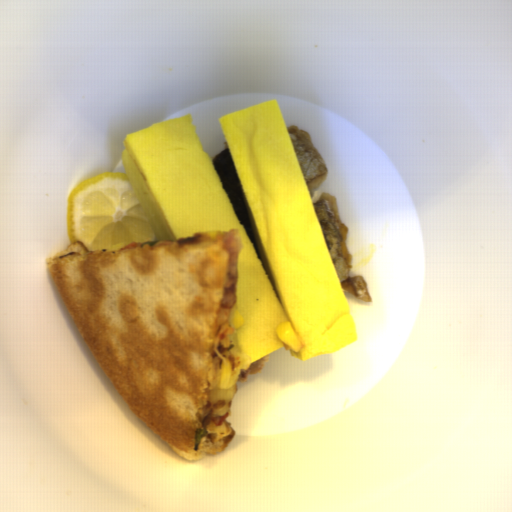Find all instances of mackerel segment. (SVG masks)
Instances as JSON below:
<instances>
[{
    "mask_svg": "<svg viewBox=\"0 0 512 512\" xmlns=\"http://www.w3.org/2000/svg\"><path fill=\"white\" fill-rule=\"evenodd\" d=\"M312 204L342 291L372 303V297L363 277L350 276L353 270V259L346 243L349 230L342 222L337 197L333 194H321Z\"/></svg>",
    "mask_w": 512,
    "mask_h": 512,
    "instance_id": "mackerel-segment-1",
    "label": "mackerel segment"
},
{
    "mask_svg": "<svg viewBox=\"0 0 512 512\" xmlns=\"http://www.w3.org/2000/svg\"><path fill=\"white\" fill-rule=\"evenodd\" d=\"M307 191L319 186L329 171L324 158L315 146L312 136L306 130L286 127Z\"/></svg>",
    "mask_w": 512,
    "mask_h": 512,
    "instance_id": "mackerel-segment-3",
    "label": "mackerel segment"
},
{
    "mask_svg": "<svg viewBox=\"0 0 512 512\" xmlns=\"http://www.w3.org/2000/svg\"><path fill=\"white\" fill-rule=\"evenodd\" d=\"M268 361H270V354L250 364L245 369L240 368L238 374V381L244 382L248 380L253 374H259L264 370L265 363H267Z\"/></svg>",
    "mask_w": 512,
    "mask_h": 512,
    "instance_id": "mackerel-segment-4",
    "label": "mackerel segment"
},
{
    "mask_svg": "<svg viewBox=\"0 0 512 512\" xmlns=\"http://www.w3.org/2000/svg\"><path fill=\"white\" fill-rule=\"evenodd\" d=\"M231 206L267 276L251 214L238 179L228 147L220 151L210 160ZM268 278V276H267Z\"/></svg>",
    "mask_w": 512,
    "mask_h": 512,
    "instance_id": "mackerel-segment-2",
    "label": "mackerel segment"
}]
</instances>
